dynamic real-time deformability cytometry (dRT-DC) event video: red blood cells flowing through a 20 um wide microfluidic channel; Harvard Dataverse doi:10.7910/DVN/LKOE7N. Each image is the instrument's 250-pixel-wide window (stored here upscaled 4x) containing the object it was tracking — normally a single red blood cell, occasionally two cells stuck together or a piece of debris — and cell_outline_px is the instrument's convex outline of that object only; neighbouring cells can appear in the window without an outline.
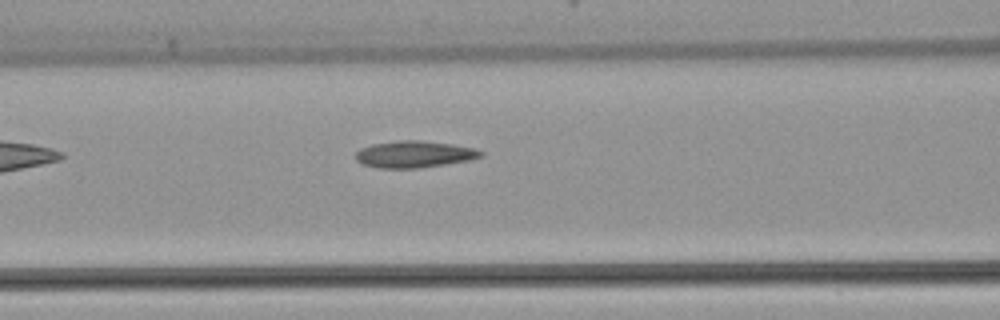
{"species": "common noctule bat (a hibernating species)", "species_latin": "Nyctalus noctula", "temperature_condition": "warm", "stored_images_in_passage": 3, "camera_frame_rate_fps": 3000, "um_per_image_px": 0.085, "animal": {"sex": "female", "body_mass_g": 22.7, "forearm_length_mm": 54.2}, "frame": {"image": 1, "passage_image": 3, "time_ms": 2.667, "image_size_px": [1000, 320], "cell_outline_px": [[484, 156], [468, 160], [420, 168], [376, 168], [364, 164], [356, 160], [356, 152], [360, 148], [372, 144], [400, 140], [420, 140], [452, 144], [476, 148], [484, 152]], "centroid_in_image_um": [35.22, 13.11], "position_along_channel_um": 131.4, "area_um2": 19.54}}